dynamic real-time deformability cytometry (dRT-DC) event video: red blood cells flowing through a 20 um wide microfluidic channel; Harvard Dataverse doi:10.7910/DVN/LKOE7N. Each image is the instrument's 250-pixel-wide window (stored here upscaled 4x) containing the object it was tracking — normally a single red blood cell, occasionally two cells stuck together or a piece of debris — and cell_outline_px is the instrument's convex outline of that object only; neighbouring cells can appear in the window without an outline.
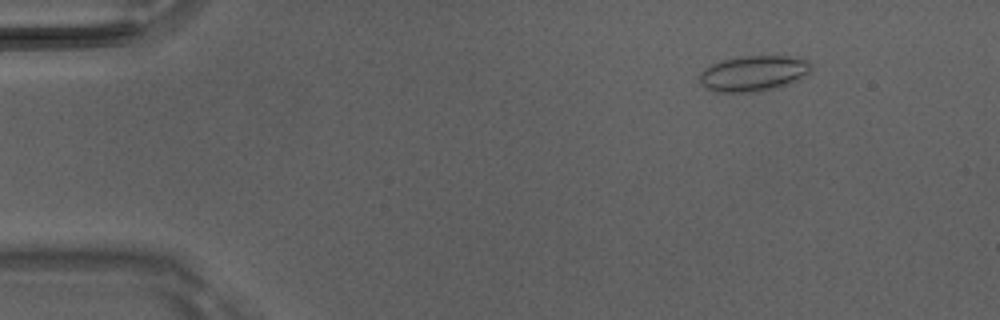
{"species": "Egyptian fruit bat (a non-hibernating species)", "species_latin": "Rousettus aegyptiacus", "temperature_condition": "room temperature", "stored_images_in_passage": 4, "camera_frame_rate_fps": 3000, "um_per_image_px": 0.085, "animal": {"sex": "male"}, "frame": {"image": 1, "passage_image": 4, "time_ms": 1.0, "image_size_px": [1000, 320], "cell_outline_px": [[812, 64], [808, 72], [800, 80], [772, 88], [756, 92], [712, 92], [700, 84], [700, 72], [704, 68], [720, 60], [740, 56], [788, 56], [808, 60]], "centroid_in_image_um": [64.01, 6.23], "position_along_channel_um": 21.0, "area_um2": 23.24}}